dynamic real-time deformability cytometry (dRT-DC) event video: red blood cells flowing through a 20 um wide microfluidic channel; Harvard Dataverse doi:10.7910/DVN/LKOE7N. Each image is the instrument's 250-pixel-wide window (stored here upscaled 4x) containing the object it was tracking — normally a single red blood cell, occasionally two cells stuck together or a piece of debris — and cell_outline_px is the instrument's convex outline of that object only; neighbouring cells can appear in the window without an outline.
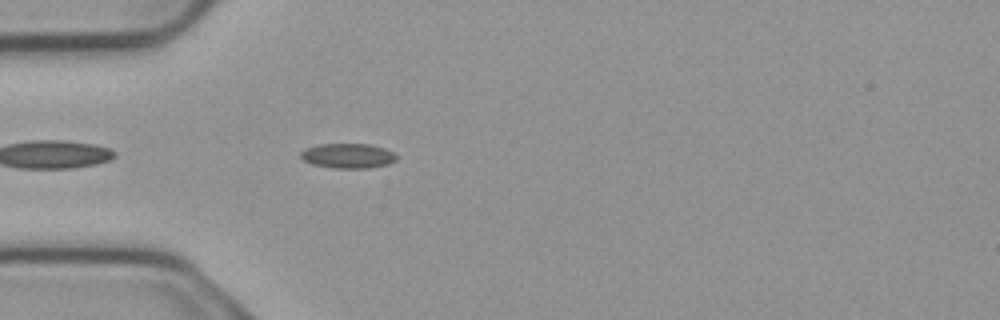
{"species": "common noctule bat (a hibernating species)", "species_latin": "Nyctalus noctula", "temperature_condition": "cold", "stored_images_in_passage": 3, "camera_frame_rate_fps": 3000, "um_per_image_px": 0.085, "animal": {"sex": "male", "body_mass_g": 23.1, "forearm_length_mm": 52.7}, "frame": {"image": 1, "passage_image": 3, "time_ms": 0.667, "image_size_px": [1000, 320], "cell_outline_px": [[396, 160], [388, 164], [368, 168], [332, 168], [312, 164], [304, 160], [300, 156], [300, 152], [304, 148], [320, 144], [368, 144], [384, 148], [392, 152], [396, 156]], "centroid_in_image_um": [29.54, 13.24], "position_along_channel_um": 55.5, "area_um2": 13.81}}